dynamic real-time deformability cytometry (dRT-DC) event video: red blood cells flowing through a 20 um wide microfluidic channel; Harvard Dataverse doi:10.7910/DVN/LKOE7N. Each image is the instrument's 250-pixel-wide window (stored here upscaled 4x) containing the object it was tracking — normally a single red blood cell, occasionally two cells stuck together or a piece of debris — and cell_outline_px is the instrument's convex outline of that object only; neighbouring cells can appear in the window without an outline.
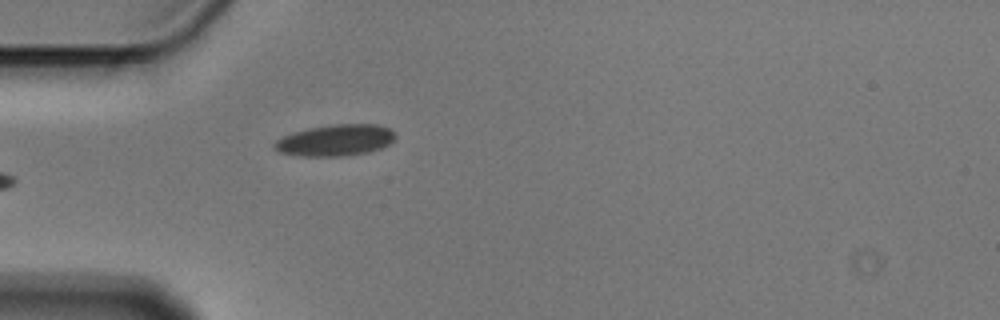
{"species": "Egyptian fruit bat (a non-hibernating species)", "species_latin": "Rousettus aegyptiacus", "temperature_condition": "cold", "stored_images_in_passage": 5, "camera_frame_rate_fps": 3000, "um_per_image_px": 0.085, "animal": {"sex": "male"}, "frame": {"image": 1, "passage_image": 5, "time_ms": 1.333, "image_size_px": [1000, 320], "cell_outline_px": [[396, 136], [388, 144], [380, 148], [368, 152], [340, 156], [300, 156], [280, 152], [272, 148], [272, 144], [276, 140], [284, 136], [308, 128], [332, 124], [376, 124], [388, 128], [396, 132]], "centroid_in_image_um": [28.5, 11.92], "position_along_channel_um": 56.5, "area_um2": 22.02}}